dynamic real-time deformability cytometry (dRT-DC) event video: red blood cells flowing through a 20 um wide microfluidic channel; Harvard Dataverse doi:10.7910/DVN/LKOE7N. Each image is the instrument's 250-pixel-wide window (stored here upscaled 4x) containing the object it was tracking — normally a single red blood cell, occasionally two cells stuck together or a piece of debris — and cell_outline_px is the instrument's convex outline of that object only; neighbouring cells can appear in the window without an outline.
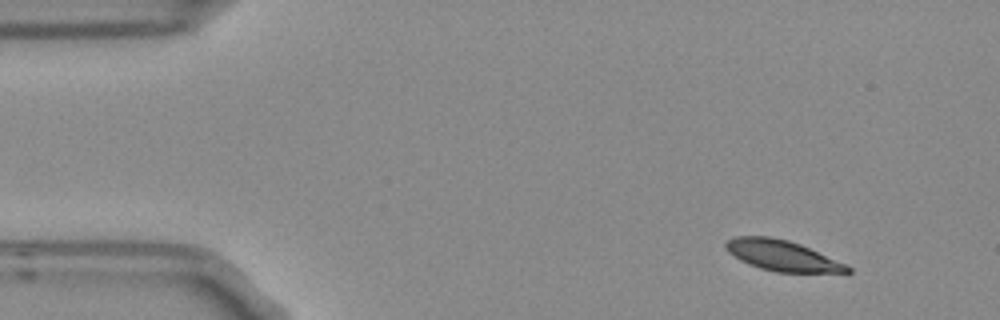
{"species": "Egyptian fruit bat (a non-hibernating species)", "species_latin": "Rousettus aegyptiacus", "temperature_condition": "room temperature", "stored_images_in_passage": 5, "segment_of_instrument_passage": [1, 2], "camera_frame_rate_fps": 3000, "um_per_image_px": 0.085, "frame": {"image": 1, "passage_image": 1, "time_ms": 0.0, "image_size_px": [1000, 320], "cell_outline_px": [[852, 272], [776, 272], [760, 268], [740, 260], [728, 252], [724, 248], [724, 244], [728, 240], [736, 236], [768, 236], [788, 240], [800, 244], [844, 264], [852, 268]], "centroid_in_image_um": [66.42, 21.71], "position_along_channel_um": 18.6, "area_um2": 21.33}}